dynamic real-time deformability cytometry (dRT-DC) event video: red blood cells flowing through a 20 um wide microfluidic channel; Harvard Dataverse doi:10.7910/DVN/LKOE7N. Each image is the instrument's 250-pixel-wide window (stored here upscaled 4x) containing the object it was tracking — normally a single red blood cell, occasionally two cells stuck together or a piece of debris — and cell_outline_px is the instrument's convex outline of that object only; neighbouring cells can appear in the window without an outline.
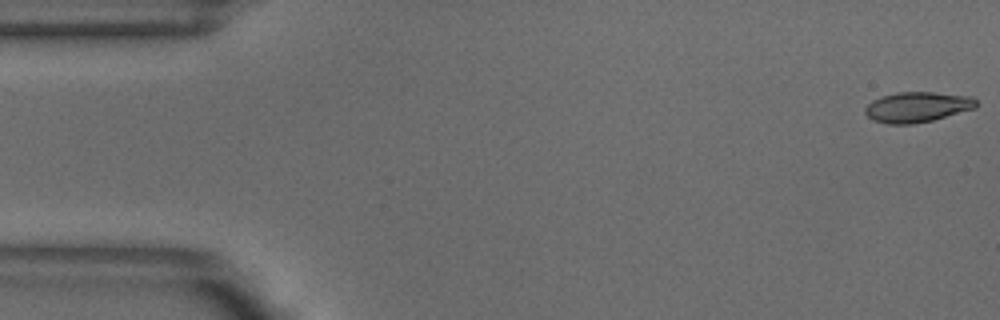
{"species": "common noctule bat (a hibernating species)", "species_latin": "Nyctalus noctula", "temperature_condition": "warm", "stored_images_in_passage": 51, "camera_frame_rate_fps": 3000, "um_per_image_px": 0.085, "animal": {"sex": "male", "body_mass_g": 18.8}, "frame": {"image": 1, "passage_image": 1, "time_ms": 0.0, "image_size_px": [1000, 320], "cell_outline_px": [[980, 104], [976, 108], [932, 120], [912, 124], [888, 124], [872, 120], [864, 112], [864, 108], [872, 100], [880, 96], [896, 92], [932, 92], [972, 96]], "centroid_in_image_um": [77.97, 9.09], "position_along_channel_um": 7.0, "area_um2": 19.83}}
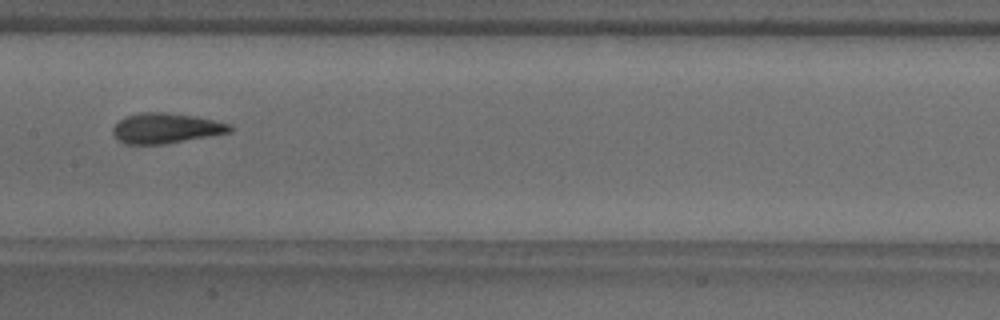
{"frame": {"image": 2, "passage_image": 25, "time_ms": 8.0, "image_size_px": [1000, 320], "cell_outline_px": [[232, 132], [164, 144], [124, 144], [112, 132], [112, 128], [124, 116], [140, 112], [168, 112], [196, 116], [232, 124]], "centroid_in_image_um": [14.12, 10.88], "position_along_channel_um": 193.3, "area_um2": 20.69}}
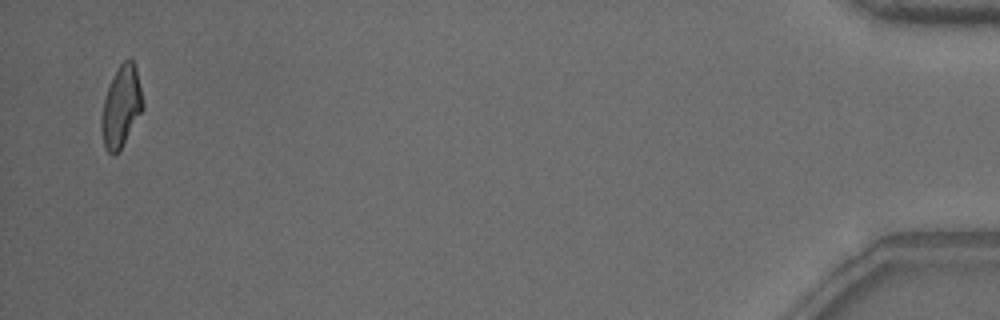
{"frame": {"image": 3, "passage_image": 50, "time_ms": 16.333, "image_size_px": [1000, 320], "cell_outline_px": [[144, 108], [116, 156], [112, 156], [104, 148], [100, 128], [100, 120], [104, 100], [112, 76], [120, 64], [124, 60], [132, 60], [136, 68], [144, 104]], "centroid_in_image_um": [10.28, 9.1], "position_along_channel_um": 424.9, "area_um2": 19.59}, "authors_computed_cell_mechanics": {"area_um2": 20.4034, "velocity_mm_per_s": 3.8864, "shape_relaxation_time_tau1_ms": 6.6456, "shape_relaxation_time_tau2_ms": 1.6913, "deformation_change_tau1": 0.2115, "deformation_change_tau2": 0.0917}}